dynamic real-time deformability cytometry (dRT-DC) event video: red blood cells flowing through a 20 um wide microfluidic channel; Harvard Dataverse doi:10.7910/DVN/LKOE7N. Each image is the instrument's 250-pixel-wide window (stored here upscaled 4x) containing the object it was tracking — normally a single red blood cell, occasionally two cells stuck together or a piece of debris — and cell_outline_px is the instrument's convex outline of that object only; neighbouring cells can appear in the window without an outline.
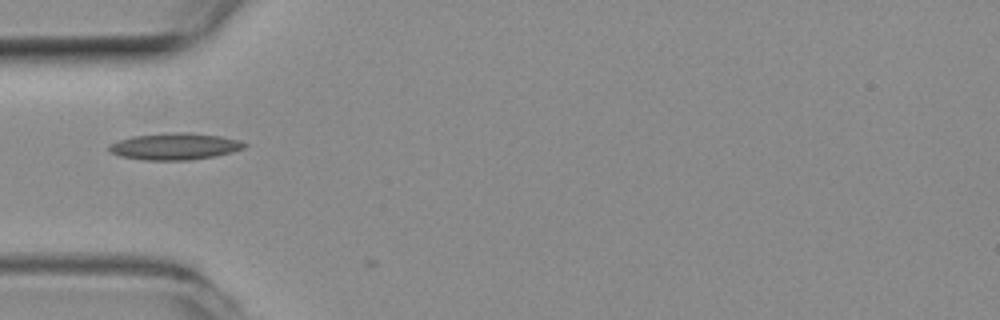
{"species": "common noctule bat (a hibernating species)", "species_latin": "Nyctalus noctula", "temperature_condition": "room temperature", "stored_images_in_passage": 13, "camera_frame_rate_fps": 3000, "um_per_image_px": 0.085, "animal": {"sex": "female", "body_mass_g": 19.3, "forearm_length_mm": 54.1}, "frame": {"image": 1, "passage_image": 1, "time_ms": 0.0, "image_size_px": [1000, 320], "cell_outline_px": [[248, 144], [244, 148], [232, 152], [216, 156], [192, 160], [144, 160], [120, 156], [112, 152], [108, 148], [108, 144], [132, 136], [168, 132], [188, 132], [220, 136], [240, 140]], "centroid_in_image_um": [14.88, 12.44], "position_along_channel_um": 70.1, "area_um2": 21.21}}
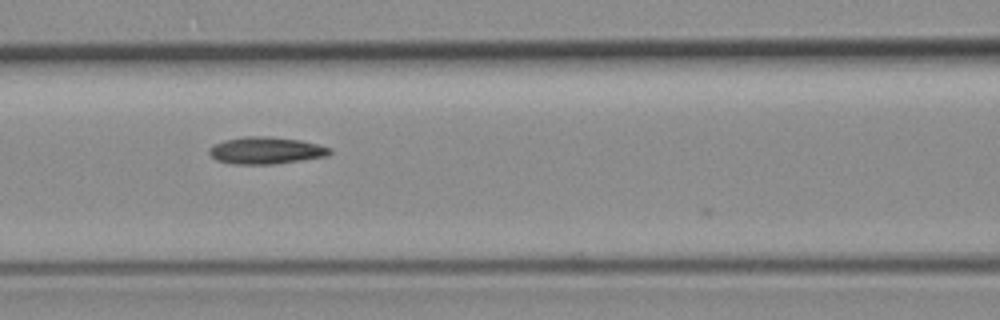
{"frame": {"image": 2, "passage_image": 7, "time_ms": 2.0, "image_size_px": [1000, 320], "cell_outline_px": [[332, 152], [328, 156], [272, 164], [232, 164], [216, 160], [208, 152], [208, 148], [212, 144], [224, 140], [244, 136], [268, 136], [300, 140], [332, 148]], "centroid_in_image_um": [22.57, 12.78], "position_along_channel_um": 144.0, "area_um2": 19.07}}
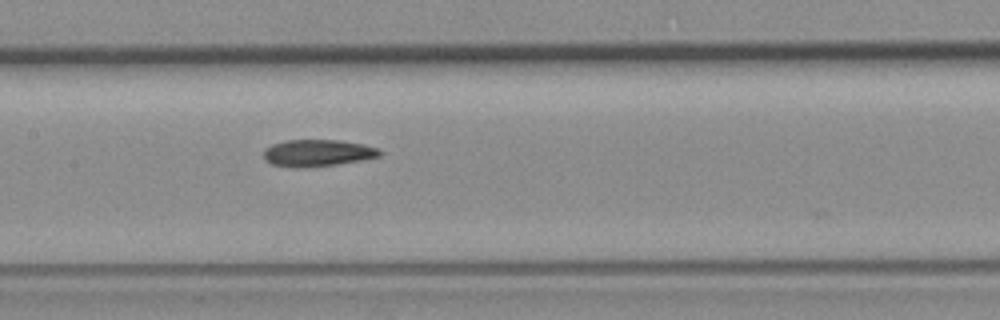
{"frame": {"image": 3, "passage_image": 10, "time_ms": 3.0, "image_size_px": [1000, 320], "cell_outline_px": [[384, 152], [380, 156], [364, 160], [336, 164], [304, 168], [296, 168], [272, 164], [264, 160], [264, 148], [272, 144], [288, 140], [336, 140], [364, 144], [380, 148]], "centroid_in_image_um": [27.02, 13.0], "position_along_channel_um": 180.4, "area_um2": 18.38}}